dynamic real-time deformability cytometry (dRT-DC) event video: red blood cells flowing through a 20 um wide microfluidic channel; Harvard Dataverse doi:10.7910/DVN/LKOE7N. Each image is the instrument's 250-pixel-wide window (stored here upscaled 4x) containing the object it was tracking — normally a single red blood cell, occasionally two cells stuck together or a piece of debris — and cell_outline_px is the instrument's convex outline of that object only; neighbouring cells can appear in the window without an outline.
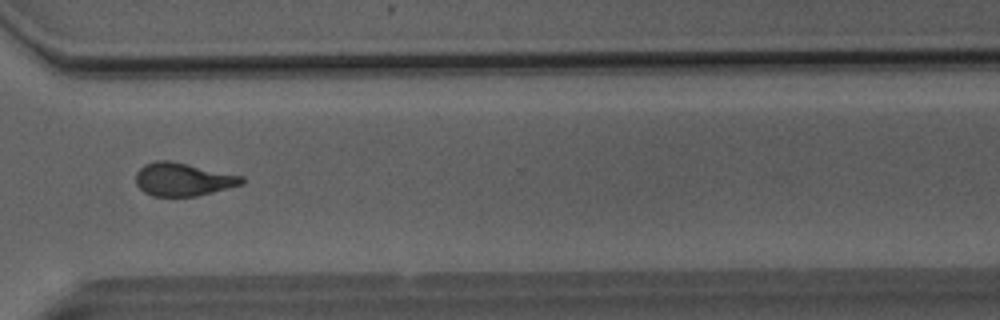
{"species": "Egyptian fruit bat (a non-hibernating species)", "species_latin": "Rousettus aegyptiacus", "temperature_condition": "room temperature", "stored_images_in_passage": 47, "camera_frame_rate_fps": 3000, "um_per_image_px": 0.085, "animal": {"sex": "male"}, "frame": {"image": 1, "passage_image": 34, "time_ms": 11.0, "image_size_px": [1000, 320], "cell_outline_px": [[244, 184], [196, 196], [152, 196], [144, 192], [136, 184], [136, 172], [144, 164], [156, 160], [168, 160], [244, 176]], "centroid_in_image_um": [15.54, 15.24], "position_along_channel_um": 355.1, "area_um2": 20.4}}
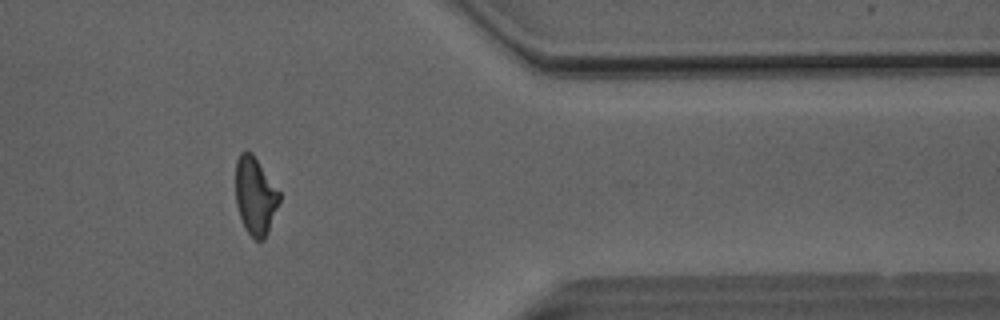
{"frame": {"image": 2, "passage_image": 38, "time_ms": 12.333, "image_size_px": [1000, 320], "cell_outline_px": [[280, 200], [264, 240], [256, 240], [244, 228], [236, 204], [236, 160], [240, 152], [244, 148], [252, 152], [280, 192]], "centroid_in_image_um": [21.68, 16.6], "position_along_channel_um": 389.7, "area_um2": 19.77}}
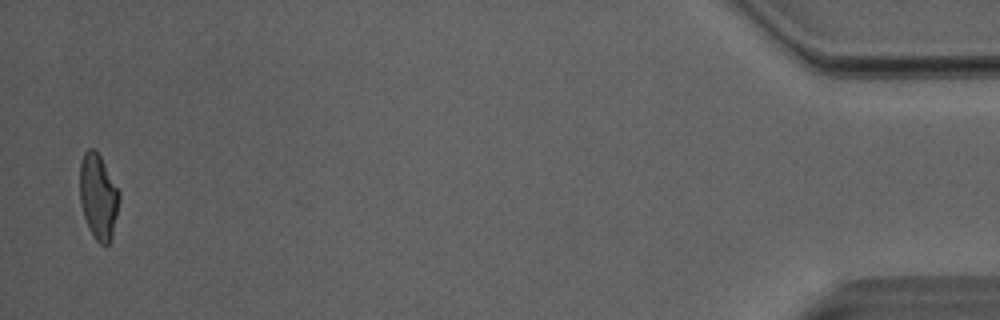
{"frame": {"image": 3, "passage_image": 46, "time_ms": 15.0, "image_size_px": [1000, 320], "cell_outline_px": [[120, 200], [112, 236], [108, 244], [100, 244], [96, 240], [88, 228], [84, 216], [80, 200], [80, 164], [84, 152], [88, 148], [96, 148], [120, 192]], "centroid_in_image_um": [8.36, 16.69], "position_along_channel_um": 426.8, "area_um2": 19.65}, "authors_computed_cell_mechanics": {"area_um2": 20.519, "velocity_mm_per_s": 4.0586, "shape_relaxation_time_tau1_ms": 5.1637, "shape_relaxation_time_tau2_ms": 1.8952, "deformation_change_tau1": 0.1977, "deformation_change_tau2": 0.1166}}